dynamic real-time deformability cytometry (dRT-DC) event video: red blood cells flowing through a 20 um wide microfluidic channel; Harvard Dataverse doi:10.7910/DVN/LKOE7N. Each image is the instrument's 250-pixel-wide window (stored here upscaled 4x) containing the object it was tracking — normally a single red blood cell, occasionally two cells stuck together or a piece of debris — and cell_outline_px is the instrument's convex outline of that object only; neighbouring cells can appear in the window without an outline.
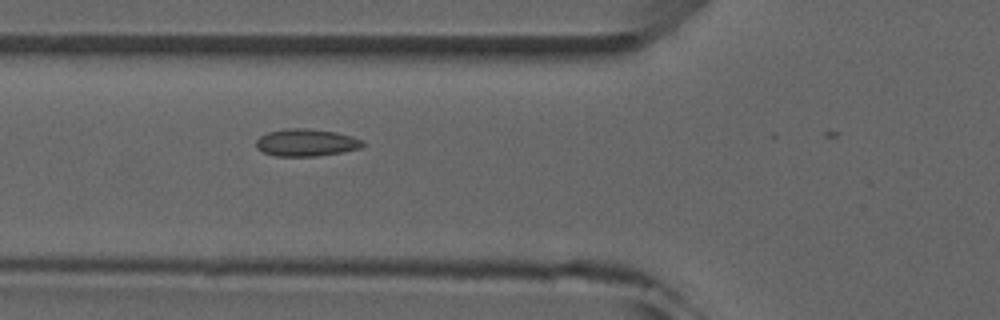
{"species": "common noctule bat (a hibernating species)", "species_latin": "Nyctalus noctula", "temperature_condition": "room temperature", "stored_images_in_passage": 5, "camera_frame_rate_fps": 3000, "um_per_image_px": 0.085, "animal": {"sex": "male", "forearm_length_mm": 52.5}, "frame": {"image": 1, "passage_image": 5, "time_ms": 5.333, "image_size_px": [1000, 320], "cell_outline_px": [[364, 144], [360, 148], [340, 152], [316, 156], [276, 156], [264, 152], [256, 148], [256, 140], [260, 136], [268, 132], [288, 128], [308, 128], [336, 132], [352, 136], [360, 140]], "centroid_in_image_um": [25.99, 12.11], "position_along_channel_um": 99.8, "area_um2": 16.82}}